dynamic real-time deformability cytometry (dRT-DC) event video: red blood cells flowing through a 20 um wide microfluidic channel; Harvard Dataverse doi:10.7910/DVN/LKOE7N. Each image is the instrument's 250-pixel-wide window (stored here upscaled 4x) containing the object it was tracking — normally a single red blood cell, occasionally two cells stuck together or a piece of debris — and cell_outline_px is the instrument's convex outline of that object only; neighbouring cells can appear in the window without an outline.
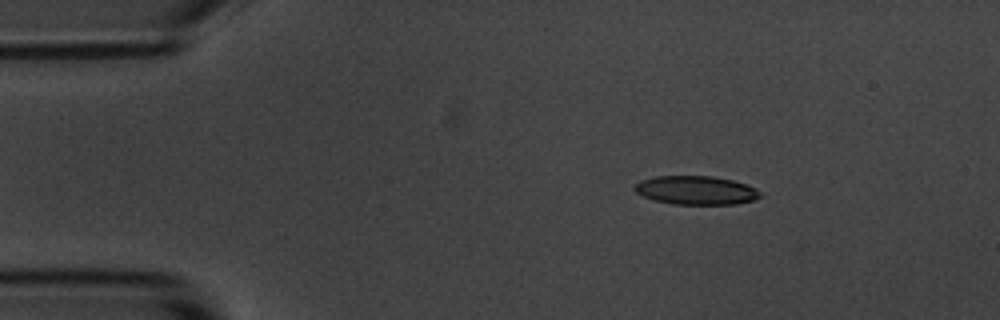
{"species": "common noctule bat (a hibernating species)", "species_latin": "Nyctalus noctula", "temperature_condition": "room temperature", "stored_images_in_passage": 47, "camera_frame_rate_fps": 3000, "um_per_image_px": 0.085, "animal": {"sex": "male", "body_mass_g": 20.1, "forearm_length_mm": 53.5}, "frame": {"image": 1, "passage_image": 1, "time_ms": 0.0, "image_size_px": [1000, 320], "cell_outline_px": [[764, 196], [756, 200], [736, 204], [672, 204], [656, 200], [644, 196], [636, 192], [632, 188], [640, 180], [656, 176], [712, 176], [732, 180], [744, 184], [760, 192]], "centroid_in_image_um": [59.17, 16.17], "position_along_channel_um": 25.8, "area_um2": 20.92}}
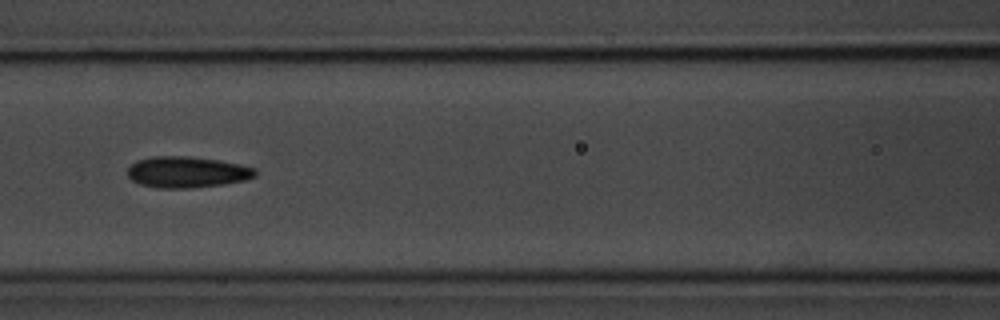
{"frame": {"image": 2, "passage_image": 16, "time_ms": 5.0, "image_size_px": [1000, 320], "cell_outline_px": [[256, 176], [244, 180], [224, 184], [188, 188], [156, 188], [140, 184], [132, 180], [128, 176], [128, 168], [136, 160], [152, 156], [188, 156], [220, 160], [240, 164], [256, 168]], "centroid_in_image_um": [15.89, 14.62], "position_along_channel_um": 150.7, "area_um2": 23.29}}
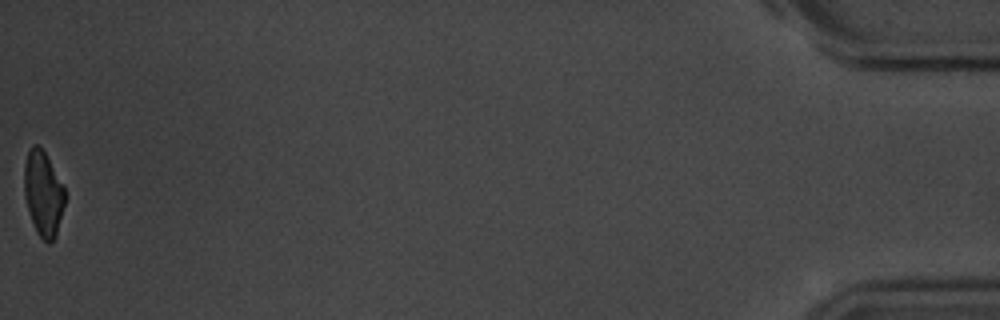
{"frame": {"image": 3, "passage_image": 47, "time_ms": 15.333, "image_size_px": [1000, 320], "cell_outline_px": [[64, 204], [56, 236], [48, 244], [36, 232], [24, 196], [24, 164], [28, 152], [32, 144], [36, 144], [44, 152], [64, 188]], "centroid_in_image_um": [3.65, 16.46], "position_along_channel_um": 431.5, "area_um2": 19.65}, "authors_computed_cell_mechanics": {"area_um2": 22.1374, "velocity_mm_per_s": 3.6865, "shape_relaxation_time_tau1_ms": 3.6499, "shape_relaxation_time_tau2_ms": 3.5797, "deformation_change_tau1": 0.1098, "deformation_change_tau2": 0.1192}}